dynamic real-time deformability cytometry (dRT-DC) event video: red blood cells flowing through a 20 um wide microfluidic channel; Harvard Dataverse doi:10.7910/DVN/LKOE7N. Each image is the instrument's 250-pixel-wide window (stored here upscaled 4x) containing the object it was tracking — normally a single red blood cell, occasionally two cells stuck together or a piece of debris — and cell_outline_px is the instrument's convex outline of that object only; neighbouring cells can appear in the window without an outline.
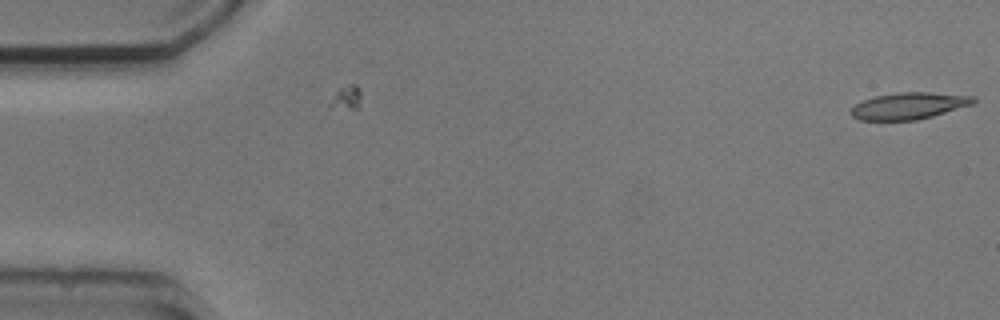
{"species": "common noctule bat (a hibernating species)", "species_latin": "Nyctalus noctula", "temperature_condition": "cold", "stored_images_in_passage": 2, "camera_frame_rate_fps": 3000, "um_per_image_px": 0.085, "animal": {"sex": "male", "body_mass_g": 20.5, "forearm_length_mm": 52.5}, "frame": {"image": 1, "passage_image": 2, "time_ms": 1.333, "image_size_px": [1000, 320], "cell_outline_px": [[976, 100], [972, 104], [932, 116], [916, 120], [860, 120], [852, 116], [848, 112], [856, 104], [864, 100], [876, 96], [900, 92], [928, 92], [976, 96]], "centroid_in_image_um": [77.25, 8.99], "position_along_channel_um": 7.8, "area_um2": 18.9}}